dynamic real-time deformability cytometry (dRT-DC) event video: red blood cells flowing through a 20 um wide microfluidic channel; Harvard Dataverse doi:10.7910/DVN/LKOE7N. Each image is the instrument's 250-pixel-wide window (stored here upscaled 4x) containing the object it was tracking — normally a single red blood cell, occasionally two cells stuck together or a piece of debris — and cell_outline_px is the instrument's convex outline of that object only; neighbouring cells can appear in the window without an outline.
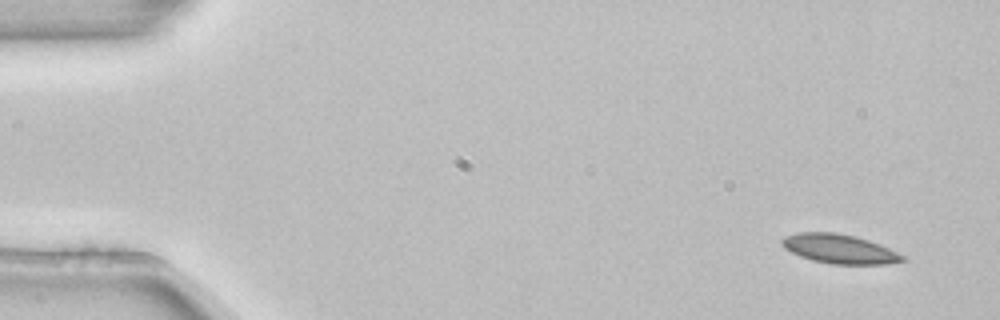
{"species": "common noctule bat (a hibernating species)", "species_latin": "Nyctalus noctula", "temperature_condition": "room temperature", "stored_images_in_passage": 3, "camera_frame_rate_fps": 3000, "um_per_image_px": 0.085, "animal": {"sex": "female", "body_mass_g": 22.7, "forearm_length_mm": 54.2}, "frame": {"image": 1, "passage_image": 1, "time_ms": 0.0, "image_size_px": [1000, 320], "cell_outline_px": [[908, 260], [888, 264], [832, 264], [812, 260], [800, 256], [784, 248], [780, 244], [780, 240], [784, 236], [800, 232], [836, 232], [856, 236], [880, 244], [904, 256]], "centroid_in_image_um": [71.34, 21.15], "position_along_channel_um": 13.7, "area_um2": 20.63}}
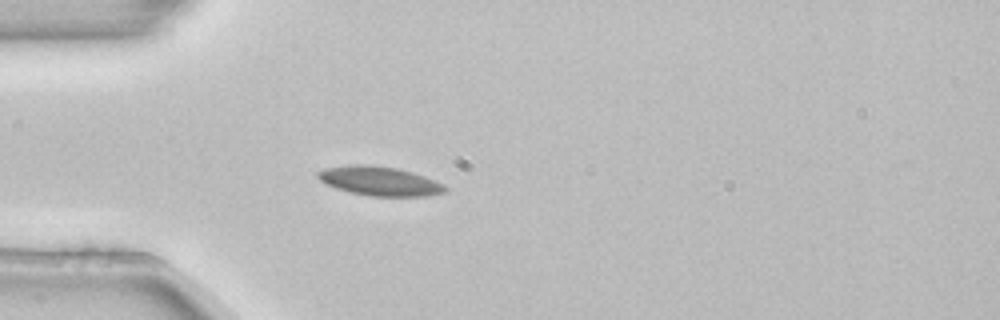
{"frame": {"image": 2, "passage_image": 3, "time_ms": 0.667, "image_size_px": [1000, 320], "cell_outline_px": [[448, 192], [424, 196], [372, 196], [352, 192], [336, 188], [320, 180], [316, 176], [316, 172], [324, 168], [352, 164], [368, 164], [396, 168], [412, 172], [436, 180], [444, 184], [448, 188]], "centroid_in_image_um": [32.29, 15.38], "position_along_channel_um": 52.7, "area_um2": 21.68}}